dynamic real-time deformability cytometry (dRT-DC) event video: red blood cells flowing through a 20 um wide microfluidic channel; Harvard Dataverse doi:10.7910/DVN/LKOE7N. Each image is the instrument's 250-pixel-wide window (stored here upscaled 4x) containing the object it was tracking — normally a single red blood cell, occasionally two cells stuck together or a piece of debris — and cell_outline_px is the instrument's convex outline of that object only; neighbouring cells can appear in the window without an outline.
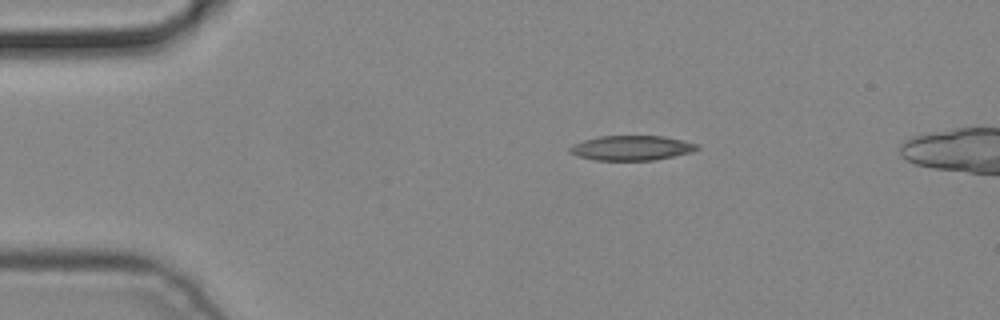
{"species": "common noctule bat (a hibernating species)", "species_latin": "Nyctalus noctula", "temperature_condition": "cold", "stored_images_in_passage": 3, "camera_frame_rate_fps": 3000, "um_per_image_px": 0.085, "animal": {"sex": "male", "body_mass_g": 19.2, "forearm_length_mm": 51.8}, "frame": {"image": 1, "passage_image": 1, "time_ms": 0.0, "image_size_px": [1000, 320], "cell_outline_px": [[700, 148], [688, 152], [656, 160], [596, 160], [580, 156], [568, 152], [568, 148], [572, 144], [584, 140], [600, 136], [664, 136], [684, 140], [700, 144]], "centroid_in_image_um": [53.68, 12.56], "position_along_channel_um": 31.3, "area_um2": 18.32}}